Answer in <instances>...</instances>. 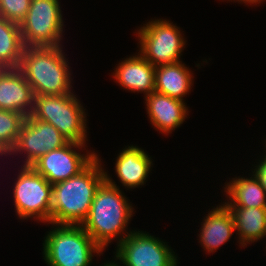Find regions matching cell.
<instances>
[{
    "instance_id": "obj_1",
    "label": "cell",
    "mask_w": 266,
    "mask_h": 266,
    "mask_svg": "<svg viewBox=\"0 0 266 266\" xmlns=\"http://www.w3.org/2000/svg\"><path fill=\"white\" fill-rule=\"evenodd\" d=\"M98 157L78 175L52 185L50 224L82 225L85 221L96 190L107 173L102 170Z\"/></svg>"
},
{
    "instance_id": "obj_2",
    "label": "cell",
    "mask_w": 266,
    "mask_h": 266,
    "mask_svg": "<svg viewBox=\"0 0 266 266\" xmlns=\"http://www.w3.org/2000/svg\"><path fill=\"white\" fill-rule=\"evenodd\" d=\"M109 177L105 174V180L96 190L89 214L81 225L102 250L113 238L119 235V239L120 233H125L134 212L127 198Z\"/></svg>"
},
{
    "instance_id": "obj_3",
    "label": "cell",
    "mask_w": 266,
    "mask_h": 266,
    "mask_svg": "<svg viewBox=\"0 0 266 266\" xmlns=\"http://www.w3.org/2000/svg\"><path fill=\"white\" fill-rule=\"evenodd\" d=\"M60 46L24 47L19 70L34 95H64L71 92V76Z\"/></svg>"
},
{
    "instance_id": "obj_4",
    "label": "cell",
    "mask_w": 266,
    "mask_h": 266,
    "mask_svg": "<svg viewBox=\"0 0 266 266\" xmlns=\"http://www.w3.org/2000/svg\"><path fill=\"white\" fill-rule=\"evenodd\" d=\"M43 243L44 260L49 266H90L93 253L103 250L81 225H57Z\"/></svg>"
},
{
    "instance_id": "obj_5",
    "label": "cell",
    "mask_w": 266,
    "mask_h": 266,
    "mask_svg": "<svg viewBox=\"0 0 266 266\" xmlns=\"http://www.w3.org/2000/svg\"><path fill=\"white\" fill-rule=\"evenodd\" d=\"M73 93L64 95H34L31 115L53 125L69 142L85 144L86 115Z\"/></svg>"
},
{
    "instance_id": "obj_6",
    "label": "cell",
    "mask_w": 266,
    "mask_h": 266,
    "mask_svg": "<svg viewBox=\"0 0 266 266\" xmlns=\"http://www.w3.org/2000/svg\"><path fill=\"white\" fill-rule=\"evenodd\" d=\"M59 0H31L19 24L24 47L60 46L63 20Z\"/></svg>"
},
{
    "instance_id": "obj_7",
    "label": "cell",
    "mask_w": 266,
    "mask_h": 266,
    "mask_svg": "<svg viewBox=\"0 0 266 266\" xmlns=\"http://www.w3.org/2000/svg\"><path fill=\"white\" fill-rule=\"evenodd\" d=\"M140 54L154 67L181 62L179 56L185 45L179 30L169 21L155 19L138 31Z\"/></svg>"
},
{
    "instance_id": "obj_8",
    "label": "cell",
    "mask_w": 266,
    "mask_h": 266,
    "mask_svg": "<svg viewBox=\"0 0 266 266\" xmlns=\"http://www.w3.org/2000/svg\"><path fill=\"white\" fill-rule=\"evenodd\" d=\"M22 167L13 189L16 213L21 219L34 216L50 223L52 184L31 166Z\"/></svg>"
},
{
    "instance_id": "obj_9",
    "label": "cell",
    "mask_w": 266,
    "mask_h": 266,
    "mask_svg": "<svg viewBox=\"0 0 266 266\" xmlns=\"http://www.w3.org/2000/svg\"><path fill=\"white\" fill-rule=\"evenodd\" d=\"M122 236L117 242L116 258L124 266H177L175 252L159 238L141 231Z\"/></svg>"
},
{
    "instance_id": "obj_10",
    "label": "cell",
    "mask_w": 266,
    "mask_h": 266,
    "mask_svg": "<svg viewBox=\"0 0 266 266\" xmlns=\"http://www.w3.org/2000/svg\"><path fill=\"white\" fill-rule=\"evenodd\" d=\"M84 145L68 142L59 149L48 151L34 162L31 167L52 185L67 180L78 175L97 157L94 152L87 155L83 154V156L72 149H80Z\"/></svg>"
},
{
    "instance_id": "obj_11",
    "label": "cell",
    "mask_w": 266,
    "mask_h": 266,
    "mask_svg": "<svg viewBox=\"0 0 266 266\" xmlns=\"http://www.w3.org/2000/svg\"><path fill=\"white\" fill-rule=\"evenodd\" d=\"M68 142L53 125L29 115L23 122L18 140L10 153L26 152L24 166H31L48 151L59 149Z\"/></svg>"
},
{
    "instance_id": "obj_12",
    "label": "cell",
    "mask_w": 266,
    "mask_h": 266,
    "mask_svg": "<svg viewBox=\"0 0 266 266\" xmlns=\"http://www.w3.org/2000/svg\"><path fill=\"white\" fill-rule=\"evenodd\" d=\"M34 107V93L19 68L0 69V109L26 117Z\"/></svg>"
},
{
    "instance_id": "obj_13",
    "label": "cell",
    "mask_w": 266,
    "mask_h": 266,
    "mask_svg": "<svg viewBox=\"0 0 266 266\" xmlns=\"http://www.w3.org/2000/svg\"><path fill=\"white\" fill-rule=\"evenodd\" d=\"M146 109L153 126L163 133H171L187 117L184 101L153 91L146 95Z\"/></svg>"
},
{
    "instance_id": "obj_14",
    "label": "cell",
    "mask_w": 266,
    "mask_h": 266,
    "mask_svg": "<svg viewBox=\"0 0 266 266\" xmlns=\"http://www.w3.org/2000/svg\"><path fill=\"white\" fill-rule=\"evenodd\" d=\"M114 77L127 90L144 92L146 95L155 91V67L140 53L121 61Z\"/></svg>"
},
{
    "instance_id": "obj_15",
    "label": "cell",
    "mask_w": 266,
    "mask_h": 266,
    "mask_svg": "<svg viewBox=\"0 0 266 266\" xmlns=\"http://www.w3.org/2000/svg\"><path fill=\"white\" fill-rule=\"evenodd\" d=\"M115 165V172L122 184L127 188H136L144 185L152 160L143 149L132 145L123 149Z\"/></svg>"
},
{
    "instance_id": "obj_16",
    "label": "cell",
    "mask_w": 266,
    "mask_h": 266,
    "mask_svg": "<svg viewBox=\"0 0 266 266\" xmlns=\"http://www.w3.org/2000/svg\"><path fill=\"white\" fill-rule=\"evenodd\" d=\"M235 230L233 217L229 209L223 204L213 208L204 219L200 233L202 248L208 252L217 250L227 242Z\"/></svg>"
},
{
    "instance_id": "obj_17",
    "label": "cell",
    "mask_w": 266,
    "mask_h": 266,
    "mask_svg": "<svg viewBox=\"0 0 266 266\" xmlns=\"http://www.w3.org/2000/svg\"><path fill=\"white\" fill-rule=\"evenodd\" d=\"M191 72L181 62L155 67V91L183 101L192 86Z\"/></svg>"
},
{
    "instance_id": "obj_18",
    "label": "cell",
    "mask_w": 266,
    "mask_h": 266,
    "mask_svg": "<svg viewBox=\"0 0 266 266\" xmlns=\"http://www.w3.org/2000/svg\"><path fill=\"white\" fill-rule=\"evenodd\" d=\"M226 207L231 212L235 229L239 235V244L242 247L246 243H252L266 237V208Z\"/></svg>"
},
{
    "instance_id": "obj_19",
    "label": "cell",
    "mask_w": 266,
    "mask_h": 266,
    "mask_svg": "<svg viewBox=\"0 0 266 266\" xmlns=\"http://www.w3.org/2000/svg\"><path fill=\"white\" fill-rule=\"evenodd\" d=\"M225 192L229 195V200L225 206L256 207L266 208V192L254 177L235 178L227 183Z\"/></svg>"
},
{
    "instance_id": "obj_20",
    "label": "cell",
    "mask_w": 266,
    "mask_h": 266,
    "mask_svg": "<svg viewBox=\"0 0 266 266\" xmlns=\"http://www.w3.org/2000/svg\"><path fill=\"white\" fill-rule=\"evenodd\" d=\"M23 50L20 25L0 17V69L18 68Z\"/></svg>"
},
{
    "instance_id": "obj_21",
    "label": "cell",
    "mask_w": 266,
    "mask_h": 266,
    "mask_svg": "<svg viewBox=\"0 0 266 266\" xmlns=\"http://www.w3.org/2000/svg\"><path fill=\"white\" fill-rule=\"evenodd\" d=\"M26 116L0 109V154H9L15 146Z\"/></svg>"
},
{
    "instance_id": "obj_22",
    "label": "cell",
    "mask_w": 266,
    "mask_h": 266,
    "mask_svg": "<svg viewBox=\"0 0 266 266\" xmlns=\"http://www.w3.org/2000/svg\"><path fill=\"white\" fill-rule=\"evenodd\" d=\"M31 0H0V17L20 24L29 10Z\"/></svg>"
},
{
    "instance_id": "obj_23",
    "label": "cell",
    "mask_w": 266,
    "mask_h": 266,
    "mask_svg": "<svg viewBox=\"0 0 266 266\" xmlns=\"http://www.w3.org/2000/svg\"><path fill=\"white\" fill-rule=\"evenodd\" d=\"M264 157V160L260 161V164L255 166V173L252 176H255V178L258 180V182L266 192V155Z\"/></svg>"
},
{
    "instance_id": "obj_24",
    "label": "cell",
    "mask_w": 266,
    "mask_h": 266,
    "mask_svg": "<svg viewBox=\"0 0 266 266\" xmlns=\"http://www.w3.org/2000/svg\"><path fill=\"white\" fill-rule=\"evenodd\" d=\"M236 1H239V2L243 1L244 3H251V4L253 3L254 4V3H260L261 1H264V0H236Z\"/></svg>"
},
{
    "instance_id": "obj_25",
    "label": "cell",
    "mask_w": 266,
    "mask_h": 266,
    "mask_svg": "<svg viewBox=\"0 0 266 266\" xmlns=\"http://www.w3.org/2000/svg\"><path fill=\"white\" fill-rule=\"evenodd\" d=\"M103 266H120V265H117V263H114V262H109V263H107V264H105L104 263V265Z\"/></svg>"
}]
</instances>
